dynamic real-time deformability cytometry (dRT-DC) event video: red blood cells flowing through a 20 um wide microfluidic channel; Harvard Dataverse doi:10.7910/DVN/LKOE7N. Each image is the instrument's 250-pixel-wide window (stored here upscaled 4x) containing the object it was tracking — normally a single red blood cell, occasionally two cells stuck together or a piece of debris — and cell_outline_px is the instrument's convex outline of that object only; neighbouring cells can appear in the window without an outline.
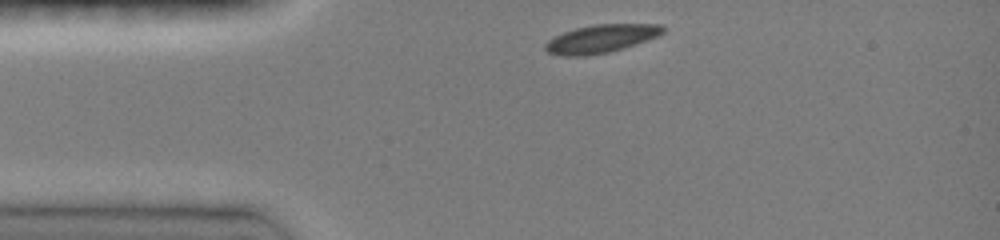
{"species": "common noctule bat (a hibernating species)", "species_latin": "Nyctalus noctula", "temperature_condition": "room temperature", "stored_images_in_passage": 83, "camera_frame_rate_fps": 3000, "um_per_image_px": 0.085, "animal": {"sex": "female", "body_mass_g": 19.0, "forearm_length_mm": 51.5}, "frame": {"image": 1, "passage_image": 1, "time_ms": 0.0, "image_size_px": [1000, 240], "cell_outline_px": [[664, 32], [660, 36], [624, 48], [608, 52], [584, 56], [560, 56], [548, 52], [544, 48], [544, 44], [548, 40], [564, 32], [576, 28], [596, 24], [664, 24]], "centroid_in_image_um": [51.12, 3.29], "position_along_channel_um": 33.9, "area_um2": 19.36}}
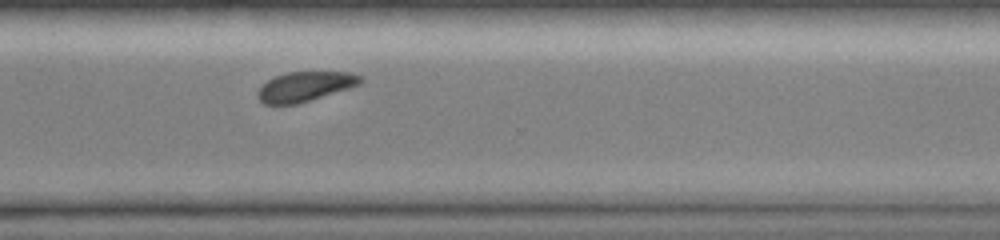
{"frame": {"image": 2, "passage_image": 65, "time_ms": 8.333, "image_size_px": [1000, 240], "cell_outline_px": [[364, 80], [360, 84], [348, 88], [296, 104], [264, 104], [256, 96], [256, 92], [268, 80], [276, 76], [288, 72], [352, 72], [360, 76]], "centroid_in_image_um": [25.92, 7.34], "position_along_channel_um": 344.7, "area_um2": 17.51}}
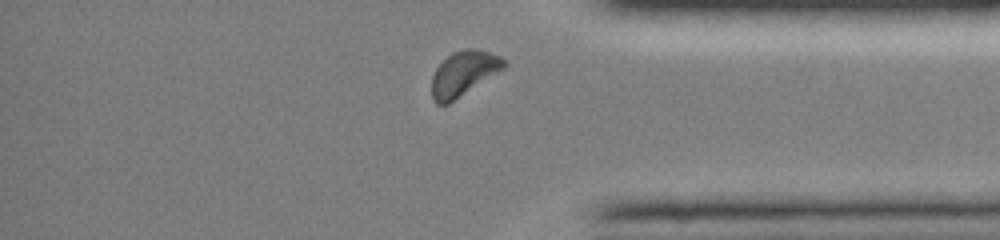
{"frame": {"image": 3, "passage_image": 76, "time_ms": 9.667, "image_size_px": [1000, 240], "cell_outline_px": [[508, 64], [504, 68], [448, 104], [436, 104], [432, 100], [432, 76], [436, 68], [452, 52], [468, 48], [476, 48], [500, 56]], "centroid_in_image_um": [39.39, 6.24], "position_along_channel_um": 395.8, "area_um2": 18.61}, "authors_computed_cell_mechanics": {"area_um2": 20.0566, "velocity_mm_per_s": 4.0957, "shape_relaxation_time_tau1_ms": 1.5813, "shape_relaxation_time_tau2_ms": null, "deformation_change_tau1": 0.0589, "deformation_change_tau2": null}}